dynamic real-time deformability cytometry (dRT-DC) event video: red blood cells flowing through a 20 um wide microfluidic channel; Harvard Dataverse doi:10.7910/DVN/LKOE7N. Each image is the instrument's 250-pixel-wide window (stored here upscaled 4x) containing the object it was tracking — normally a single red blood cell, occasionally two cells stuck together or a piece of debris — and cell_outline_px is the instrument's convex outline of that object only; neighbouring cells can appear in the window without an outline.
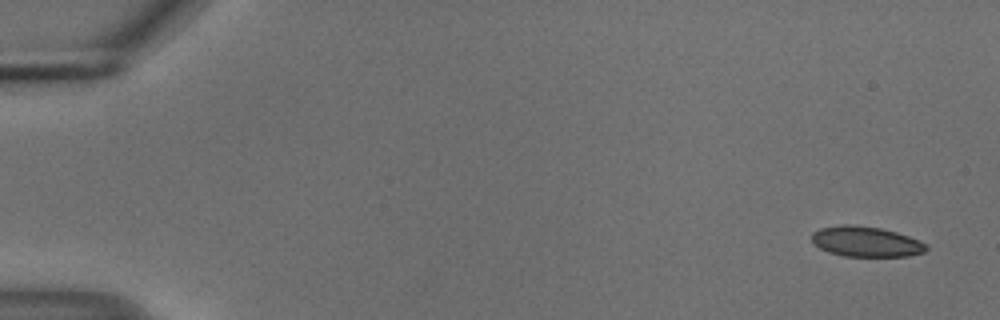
{"species": "common noctule bat (a hibernating species)", "species_latin": "Nyctalus noctula", "temperature_condition": "cold", "stored_images_in_passage": 5, "camera_frame_rate_fps": 3000, "um_per_image_px": 0.085, "animal": {"sex": "male", "body_mass_g": 18.8}, "frame": {"image": 1, "passage_image": 1, "time_ms": 0.0, "image_size_px": [1000, 320], "cell_outline_px": [[928, 248], [924, 252], [908, 256], [844, 256], [828, 252], [812, 244], [812, 232], [820, 228], [840, 224], [852, 224], [880, 228], [896, 232], [920, 240], [928, 244]], "centroid_in_image_um": [73.6, 20.53], "position_along_channel_um": 11.4, "area_um2": 20.4}}
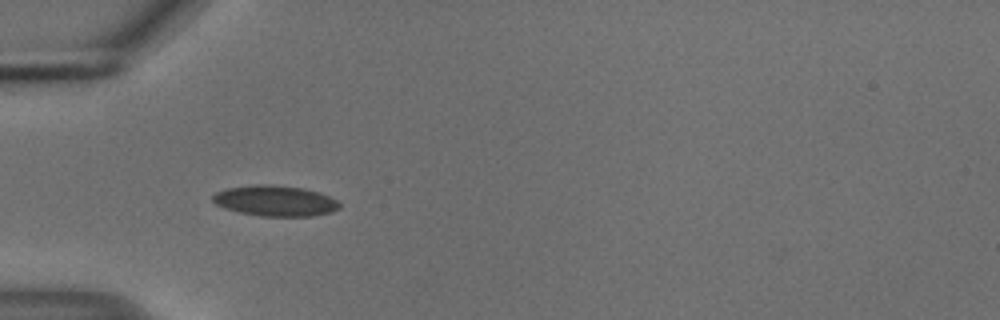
{"frame": {"image": 2, "passage_image": 5, "time_ms": 1.333, "image_size_px": [1000, 320], "cell_outline_px": [[340, 208], [332, 212], [312, 216], [260, 216], [240, 212], [224, 208], [216, 204], [212, 200], [212, 196], [216, 192], [228, 188], [256, 184], [268, 184], [300, 188], [320, 192], [336, 200], [340, 204]], "centroid_in_image_um": [23.39, 17.07], "position_along_channel_um": 61.6, "area_um2": 22.54}}